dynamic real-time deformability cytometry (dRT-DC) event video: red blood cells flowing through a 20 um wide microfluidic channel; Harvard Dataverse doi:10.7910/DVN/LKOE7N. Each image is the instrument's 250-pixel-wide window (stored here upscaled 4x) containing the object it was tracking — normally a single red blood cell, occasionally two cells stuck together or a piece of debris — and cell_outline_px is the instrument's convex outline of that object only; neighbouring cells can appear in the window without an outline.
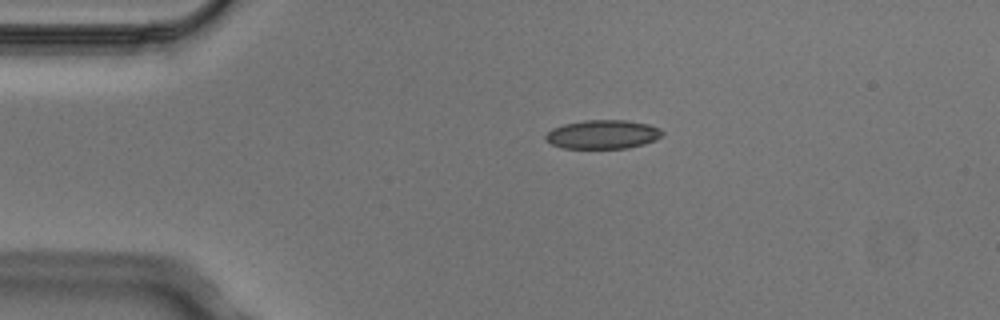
{"species": "Egyptian fruit bat (a non-hibernating species)", "species_latin": "Rousettus aegyptiacus", "temperature_condition": "cold", "stored_images_in_passage": 2, "camera_frame_rate_fps": 3000, "um_per_image_px": 0.085, "animal": {"sex": "male"}, "frame": {"image": 1, "passage_image": 1, "time_ms": 0.0, "image_size_px": [1000, 320], "cell_outline_px": [[664, 132], [656, 140], [644, 144], [628, 148], [560, 148], [552, 144], [544, 136], [552, 128], [564, 124], [584, 120], [628, 120], [648, 124], [660, 128]], "centroid_in_image_um": [51.25, 11.42], "position_along_channel_um": 33.7, "area_um2": 19.65}}